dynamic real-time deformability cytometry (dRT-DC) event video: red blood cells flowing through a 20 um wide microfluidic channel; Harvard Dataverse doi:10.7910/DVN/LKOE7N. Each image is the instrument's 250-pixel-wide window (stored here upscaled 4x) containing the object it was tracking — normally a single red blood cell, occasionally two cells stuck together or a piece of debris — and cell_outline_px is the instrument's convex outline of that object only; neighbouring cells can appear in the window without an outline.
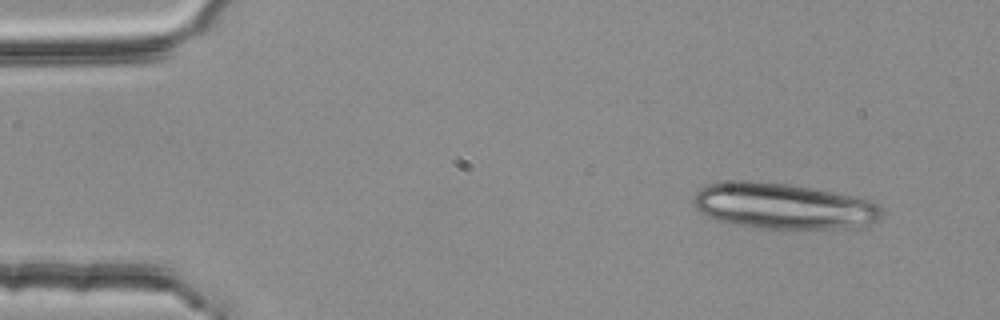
{"species": "common noctule bat (a hibernating species)", "species_latin": "Nyctalus noctula", "temperature_condition": "room temperature", "stored_images_in_passage": 3, "camera_frame_rate_fps": 3000, "um_per_image_px": 0.085, "animal": {"sex": "female", "body_mass_g": 25.1}, "frame": {"image": 1, "passage_image": 1, "time_ms": 0.0, "image_size_px": [1000, 320], "cell_outline_px": [[884, 216], [872, 224], [848, 228], [752, 228], [732, 224], [716, 220], [700, 212], [692, 204], [692, 200], [696, 192], [700, 188], [708, 184], [736, 180], [748, 180], [788, 184], [812, 188], [852, 196], [868, 200], [876, 204], [884, 212]], "centroid_in_image_um": [66.55, 17.52], "position_along_channel_um": 18.5, "area_um2": 50.46}}